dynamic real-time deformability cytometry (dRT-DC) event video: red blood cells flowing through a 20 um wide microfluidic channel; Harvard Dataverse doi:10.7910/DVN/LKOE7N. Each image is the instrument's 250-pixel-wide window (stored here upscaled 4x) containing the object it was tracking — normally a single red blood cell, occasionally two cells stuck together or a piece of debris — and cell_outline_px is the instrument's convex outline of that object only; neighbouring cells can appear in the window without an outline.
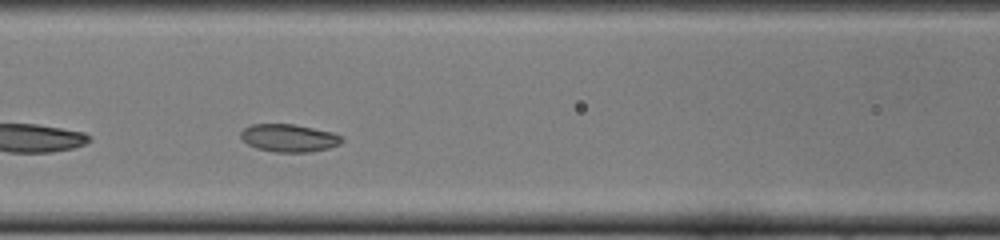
{"species": "common noctule bat (a hibernating species)", "species_latin": "Nyctalus noctula", "temperature_condition": "cold", "stored_images_in_passage": 25, "camera_frame_rate_fps": 3000, "um_per_image_px": 0.085, "animal": {"sex": "female", "body_mass_g": 22.0, "forearm_length_mm": 56.7}, "frame": {"image": 1, "passage_image": 8, "time_ms": 2.333, "image_size_px": [1000, 240], "cell_outline_px": [[344, 140], [340, 144], [328, 148], [308, 152], [276, 152], [256, 148], [248, 144], [240, 136], [240, 132], [244, 128], [252, 124], [292, 124], [332, 132], [344, 136]], "centroid_in_image_um": [24.58, 11.73], "position_along_channel_um": 142.0, "area_um2": 16.3}}
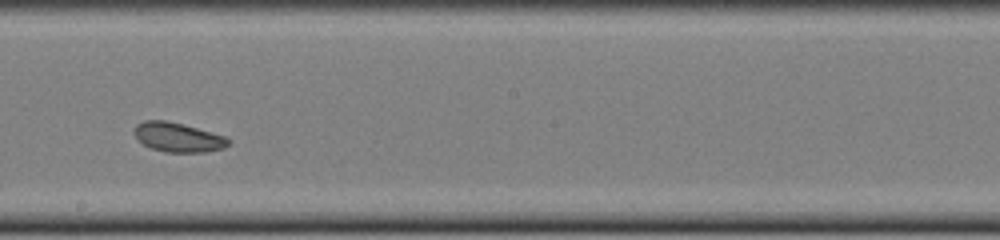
{"frame": {"image": 2, "passage_image": 15, "time_ms": 4.667, "image_size_px": [1000, 240], "cell_outline_px": [[232, 144], [224, 148], [204, 152], [164, 152], [152, 148], [144, 144], [132, 132], [136, 124], [144, 120], [164, 120], [196, 128], [224, 136], [232, 140]], "centroid_in_image_um": [15.14, 11.67], "position_along_channel_um": 233.1, "area_um2": 16.01}}
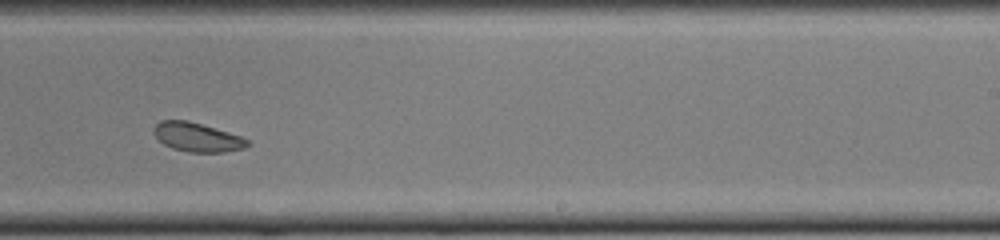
{"frame": {"image": 3, "passage_image": 18, "time_ms": 5.667, "image_size_px": [1000, 240], "cell_outline_px": [[252, 144], [244, 148], [224, 152], [188, 152], [172, 148], [164, 144], [152, 132], [152, 128], [160, 120], [188, 120], [228, 132], [240, 136], [248, 140]], "centroid_in_image_um": [16.75, 11.66], "position_along_channel_um": 272.3, "area_um2": 15.84}, "authors_computed_cell_mechanics": {"area_um2": 16.2996, "velocity_mm_per_s": 3.9165, "shape_relaxation_time_tau1_ms": null, "shape_relaxation_time_tau2_ms": 2.5331, "deformation_change_tau1": null, "deformation_change_tau2": 0.0664}}